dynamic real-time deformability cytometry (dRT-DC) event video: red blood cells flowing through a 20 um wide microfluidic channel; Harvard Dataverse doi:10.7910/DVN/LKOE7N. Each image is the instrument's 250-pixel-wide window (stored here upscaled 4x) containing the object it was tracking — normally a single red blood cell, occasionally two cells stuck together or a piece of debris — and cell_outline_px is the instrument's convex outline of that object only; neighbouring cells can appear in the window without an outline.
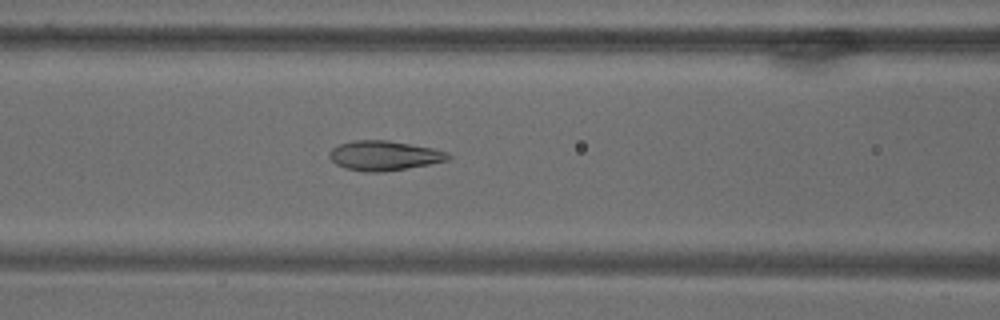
{"species": "common noctule bat (a hibernating species)", "species_latin": "Nyctalus noctula", "temperature_condition": "warm", "stored_images_in_passage": 71, "camera_frame_rate_fps": 3000, "um_per_image_px": 0.085, "animal": {"sex": "male", "body_mass_g": 18.8}, "frame": {"image": 1, "passage_image": 31, "time_ms": 10.0, "image_size_px": [1000, 320], "cell_outline_px": [[452, 156], [448, 160], [428, 164], [384, 172], [364, 172], [344, 168], [336, 164], [328, 156], [328, 152], [332, 148], [340, 144], [356, 140], [388, 140], [432, 148], [448, 152]], "centroid_in_image_um": [32.63, 13.23], "position_along_channel_um": 134.0, "area_um2": 20.52}}
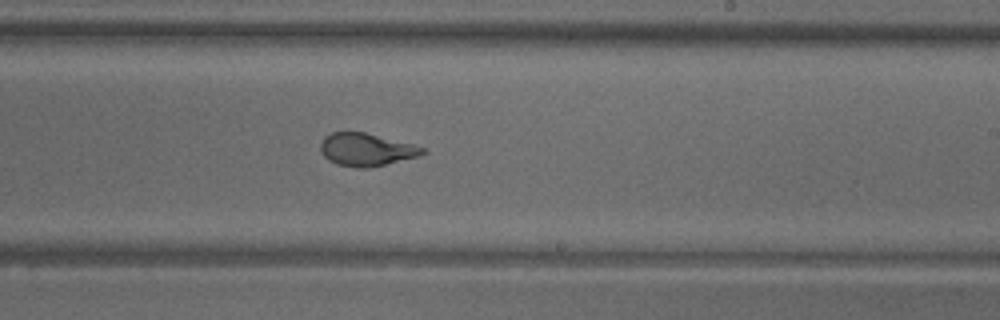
{"frame": {"image": 2, "passage_image": 44, "time_ms": 14.333, "image_size_px": [1000, 320], "cell_outline_px": [[428, 152], [420, 156], [368, 168], [356, 168], [336, 164], [328, 160], [324, 156], [320, 148], [320, 144], [324, 136], [332, 132], [364, 132], [428, 148]], "centroid_in_image_um": [31.15, 12.72], "position_along_channel_um": 257.8, "area_um2": 19.59}}
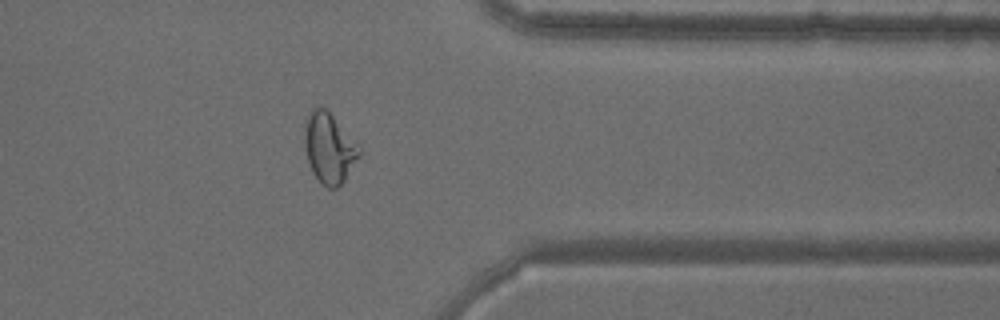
{"frame": {"image": 3, "passage_image": 58, "time_ms": 19.0, "image_size_px": [1000, 320], "cell_outline_px": [[360, 156], [344, 180], [336, 188], [328, 188], [320, 184], [312, 172], [308, 160], [304, 144], [304, 128], [308, 112], [316, 104], [324, 108], [332, 116], [356, 144], [360, 152]], "centroid_in_image_um": [27.92, 12.59], "position_along_channel_um": 383.5, "area_um2": 22.02}}